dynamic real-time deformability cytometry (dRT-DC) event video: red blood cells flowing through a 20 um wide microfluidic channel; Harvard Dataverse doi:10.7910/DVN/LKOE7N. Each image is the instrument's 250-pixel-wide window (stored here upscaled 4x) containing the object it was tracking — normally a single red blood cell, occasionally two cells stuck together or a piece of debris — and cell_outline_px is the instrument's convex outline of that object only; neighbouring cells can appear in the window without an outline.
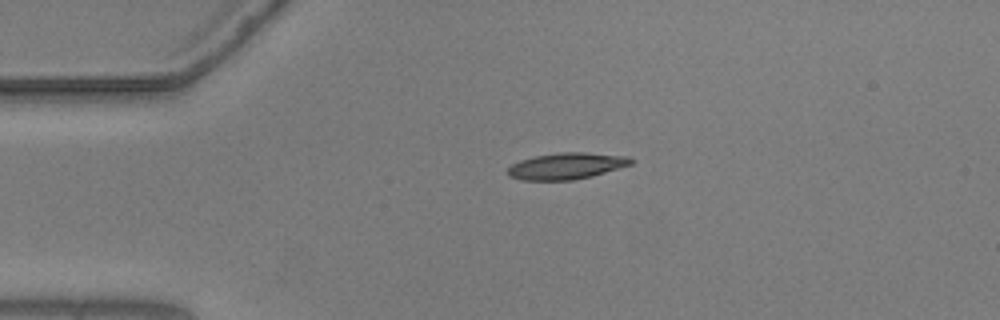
{"species": "common noctule bat (a hibernating species)", "species_latin": "Nyctalus noctula", "temperature_condition": "warm", "stored_images_in_passage": 44, "camera_frame_rate_fps": 3000, "um_per_image_px": 0.085, "animal": {"sex": "male", "body_mass_g": 20.5, "forearm_length_mm": 52.5}, "frame": {"image": 1, "passage_image": 1, "time_ms": 0.0, "image_size_px": [1000, 320], "cell_outline_px": [[636, 160], [632, 164], [592, 176], [572, 180], [520, 180], [508, 176], [508, 168], [512, 164], [520, 160], [536, 156], [560, 152], [584, 152], [628, 156]], "centroid_in_image_um": [48.17, 14.11], "position_along_channel_um": 36.8, "area_um2": 19.02}}
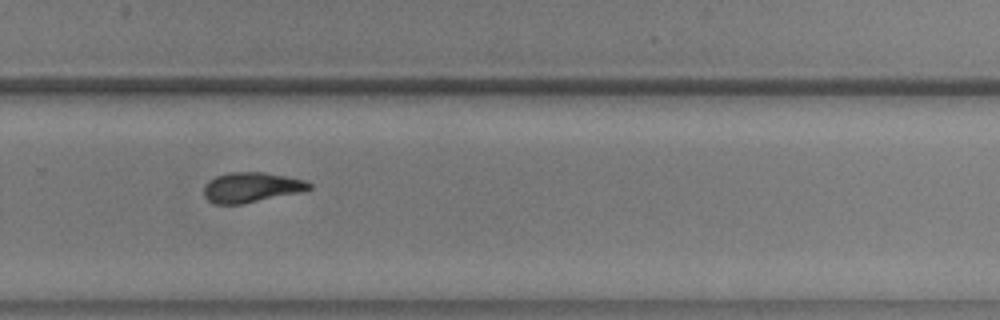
{"frame": {"image": 2, "passage_image": 26, "time_ms": 8.333, "image_size_px": [1000, 320], "cell_outline_px": [[312, 188], [300, 192], [240, 204], [216, 204], [208, 200], [204, 196], [204, 184], [208, 180], [216, 176], [228, 172], [264, 172], [304, 180], [312, 184]], "centroid_in_image_um": [21.33, 15.91], "position_along_channel_um": 308.5, "area_um2": 18.32}}
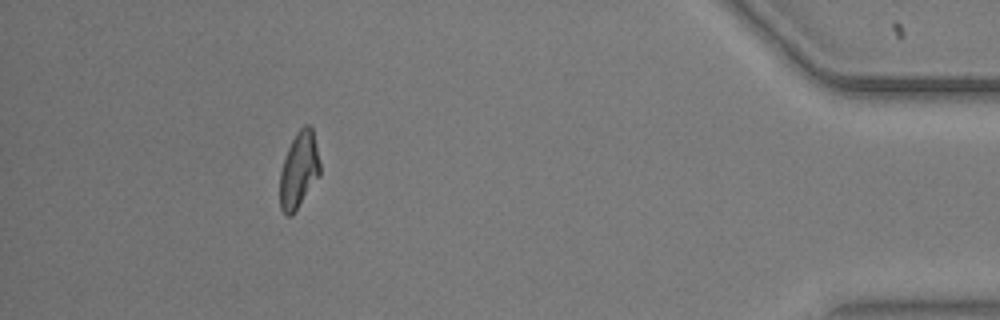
{"frame": {"image": 3, "passage_image": 39, "time_ms": 12.667, "image_size_px": [1000, 320], "cell_outline_px": [[320, 176], [292, 216], [284, 216], [280, 208], [280, 172], [288, 148], [296, 132], [304, 124], [308, 124], [312, 128], [320, 164]], "centroid_in_image_um": [25.4, 14.49], "position_along_channel_um": 409.8, "area_um2": 17.86}, "authors_computed_cell_mechanics": {"area_um2": 18.496, "velocity_mm_per_s": 3.6478, "shape_relaxation_time_tau1_ms": 8.6073, "shape_relaxation_time_tau2_ms": 5.2491, "deformation_change_tau1": 0.246, "deformation_change_tau2": 0.1277}}